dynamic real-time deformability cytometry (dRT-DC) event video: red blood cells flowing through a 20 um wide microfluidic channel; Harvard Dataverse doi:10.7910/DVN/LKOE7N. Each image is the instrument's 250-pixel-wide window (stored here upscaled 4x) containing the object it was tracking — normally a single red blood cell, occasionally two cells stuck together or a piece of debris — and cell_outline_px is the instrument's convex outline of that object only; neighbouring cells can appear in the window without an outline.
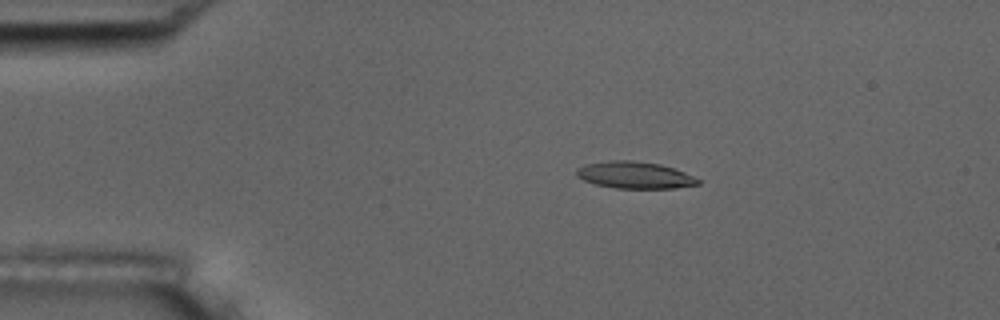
{"species": "common noctule bat (a hibernating species)", "species_latin": "Nyctalus noctula", "temperature_condition": "room temperature", "stored_images_in_passage": 9, "camera_frame_rate_fps": 3000, "um_per_image_px": 0.085, "animal": {"sex": "male", "body_mass_g": 17.5, "forearm_length_mm": 52.3}, "frame": {"image": 1, "passage_image": 1, "time_ms": 0.0, "image_size_px": [1000, 320], "cell_outline_px": [[700, 184], [676, 188], [616, 188], [596, 184], [584, 180], [576, 176], [576, 168], [584, 164], [608, 160], [632, 160], [660, 164], [684, 172], [700, 180]], "centroid_in_image_um": [53.92, 14.87], "position_along_channel_um": 31.1, "area_um2": 19.02}}
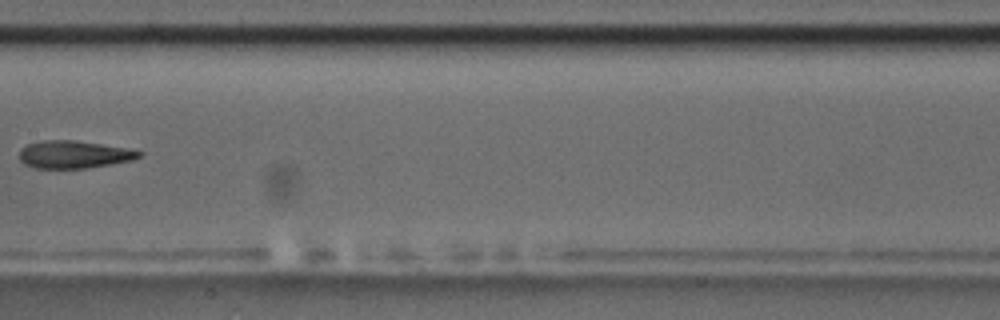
{"frame": {"image": 2, "passage_image": 6, "time_ms": 6.0, "image_size_px": [1000, 320], "cell_outline_px": [[144, 152], [140, 156], [132, 160], [112, 164], [88, 168], [36, 168], [24, 164], [20, 160], [20, 148], [28, 144], [44, 140], [76, 140], [124, 148]], "centroid_in_image_um": [6.26, 13.13], "position_along_channel_um": 201.1, "area_um2": 19.13}}
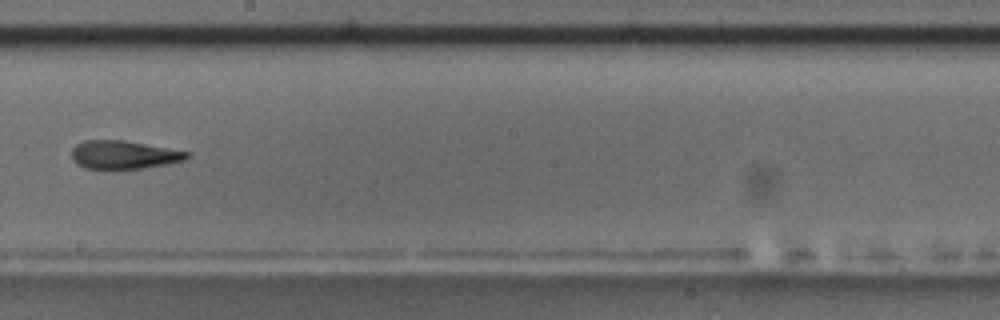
{"frame": {"image": 3, "passage_image": 7, "time_ms": 7.0, "image_size_px": [1000, 320], "cell_outline_px": [[192, 156], [184, 160], [144, 168], [112, 172], [84, 168], [76, 164], [72, 160], [72, 148], [76, 144], [84, 140], [124, 140], [192, 152]], "centroid_in_image_um": [10.49, 13.19], "position_along_channel_um": 237.7, "area_um2": 19.88}}